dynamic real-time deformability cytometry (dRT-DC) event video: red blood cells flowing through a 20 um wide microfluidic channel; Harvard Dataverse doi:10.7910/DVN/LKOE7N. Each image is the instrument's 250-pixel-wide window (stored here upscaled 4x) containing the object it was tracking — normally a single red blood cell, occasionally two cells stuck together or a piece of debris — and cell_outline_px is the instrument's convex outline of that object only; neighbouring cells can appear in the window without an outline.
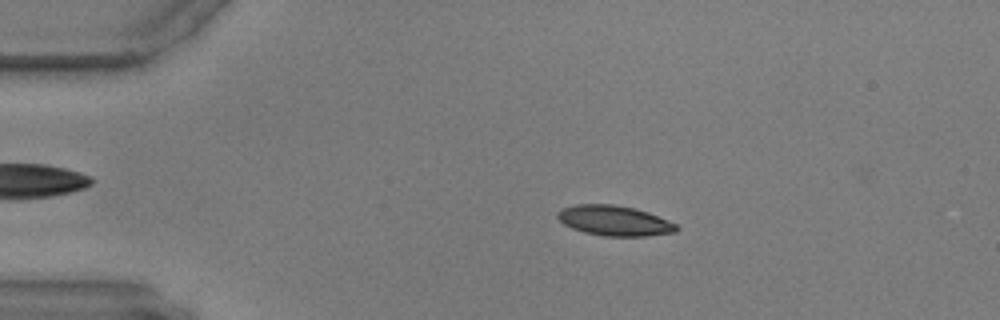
{"species": "common noctule bat (a hibernating species)", "species_latin": "Nyctalus noctula", "temperature_condition": "warm", "stored_images_in_passage": 57, "camera_frame_rate_fps": 3000, "um_per_image_px": 0.085, "animal": {"sex": "male", "body_mass_g": 17.9, "forearm_length_mm": 54.2}, "frame": {"image": 1, "passage_image": 11, "time_ms": 3.333, "image_size_px": [1000, 320], "cell_outline_px": [[680, 228], [676, 232], [644, 236], [604, 236], [584, 232], [572, 228], [564, 224], [556, 216], [556, 212], [564, 208], [576, 204], [612, 204], [636, 208], [648, 212], [668, 220], [676, 224]], "centroid_in_image_um": [52.23, 18.75], "position_along_channel_um": 32.8, "area_um2": 20.92}}
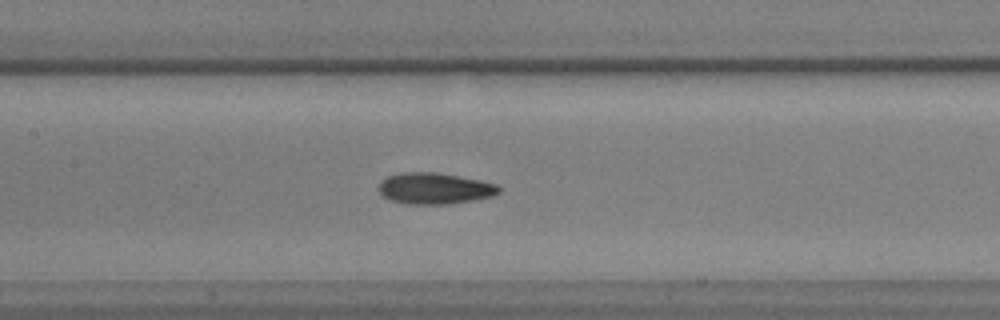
{"frame": {"image": 2, "passage_image": 27, "time_ms": 8.667, "image_size_px": [1000, 320], "cell_outline_px": [[500, 192], [492, 196], [472, 200], [448, 204], [404, 204], [392, 200], [384, 196], [376, 188], [380, 180], [388, 176], [400, 172], [436, 172], [480, 180], [496, 184], [500, 188]], "centroid_in_image_um": [36.9, 16.01], "position_along_channel_um": 170.5, "area_um2": 21.96}}
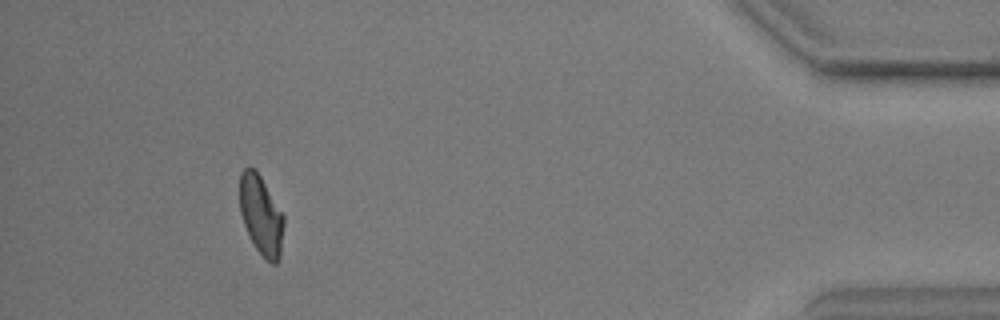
{"frame": {"image": 3, "passage_image": 53, "time_ms": 17.333, "image_size_px": [1000, 320], "cell_outline_px": [[284, 224], [280, 256], [276, 264], [272, 264], [264, 260], [248, 236], [240, 212], [240, 172], [244, 168], [256, 168], [284, 216]], "centroid_in_image_um": [22.19, 18.31], "position_along_channel_um": 413.0, "area_um2": 20.52}}